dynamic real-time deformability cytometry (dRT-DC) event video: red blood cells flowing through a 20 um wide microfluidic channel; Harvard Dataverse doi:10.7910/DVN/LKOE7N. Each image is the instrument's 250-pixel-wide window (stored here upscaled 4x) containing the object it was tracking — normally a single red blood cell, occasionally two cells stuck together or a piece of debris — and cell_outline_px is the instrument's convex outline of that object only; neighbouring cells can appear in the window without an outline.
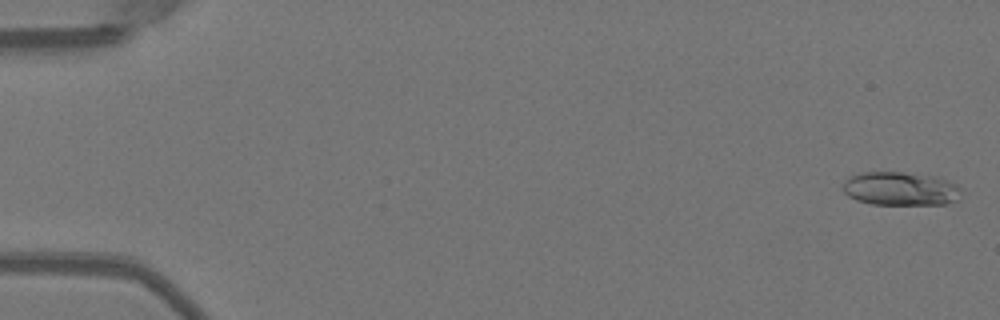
{"species": "Egyptian fruit bat (a non-hibernating species)", "species_latin": "Rousettus aegyptiacus", "temperature_condition": "warm", "stored_images_in_passage": 51, "camera_frame_rate_fps": 3000, "um_per_image_px": 0.085, "animal": {"sex": "female"}, "frame": {"image": 1, "passage_image": 1, "time_ms": 0.0, "image_size_px": [1000, 320], "cell_outline_px": [[960, 200], [948, 204], [872, 204], [856, 200], [848, 196], [844, 192], [844, 180], [852, 176], [864, 172], [904, 172], [936, 176], [948, 180], [956, 184], [960, 188]], "centroid_in_image_um": [76.59, 16.04], "position_along_channel_um": 8.4, "area_um2": 23.29}}
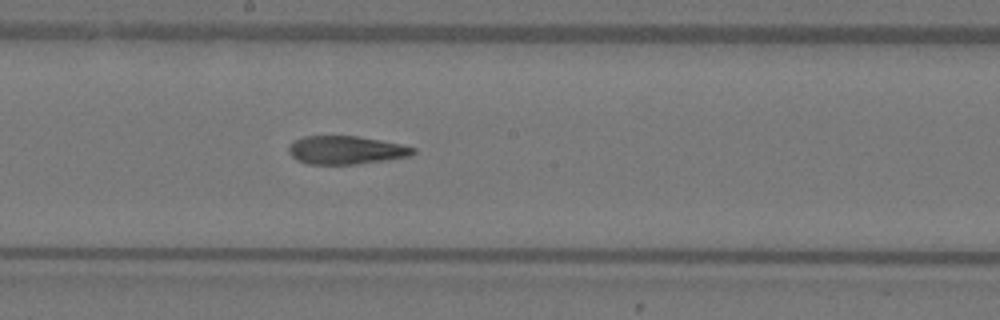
{"frame": {"image": 2, "passage_image": 28, "time_ms": 9.0, "image_size_px": [1000, 320], "cell_outline_px": [[416, 152], [412, 156], [388, 160], [356, 164], [308, 164], [296, 160], [288, 152], [288, 144], [304, 136], [356, 136], [380, 140], [400, 144], [416, 148]], "centroid_in_image_um": [29.41, 12.76], "position_along_channel_um": 218.8, "area_um2": 20.63}}
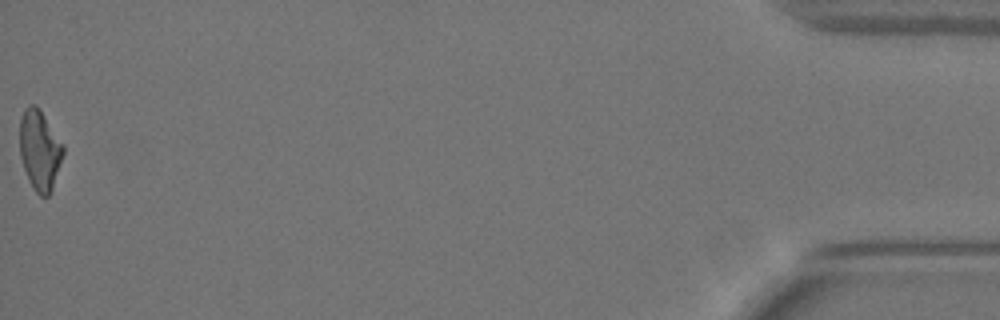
{"frame": {"image": 3, "passage_image": 51, "time_ms": 16.667, "image_size_px": [1000, 320], "cell_outline_px": [[64, 152], [52, 188], [48, 196], [40, 196], [36, 192], [24, 168], [20, 156], [20, 116], [24, 108], [28, 104], [36, 104], [40, 108], [64, 144]], "centroid_in_image_um": [3.38, 12.68], "position_along_channel_um": 431.8, "area_um2": 20.29}, "authors_computed_cell_mechanics": {"area_um2": 21.3282, "velocity_mm_per_s": 4.0126, "shape_relaxation_time_tau1_ms": 10.9379, "shape_relaxation_time_tau2_ms": 4.0726, "deformation_change_tau1": 0.2886, "deformation_change_tau2": 0.1311}}